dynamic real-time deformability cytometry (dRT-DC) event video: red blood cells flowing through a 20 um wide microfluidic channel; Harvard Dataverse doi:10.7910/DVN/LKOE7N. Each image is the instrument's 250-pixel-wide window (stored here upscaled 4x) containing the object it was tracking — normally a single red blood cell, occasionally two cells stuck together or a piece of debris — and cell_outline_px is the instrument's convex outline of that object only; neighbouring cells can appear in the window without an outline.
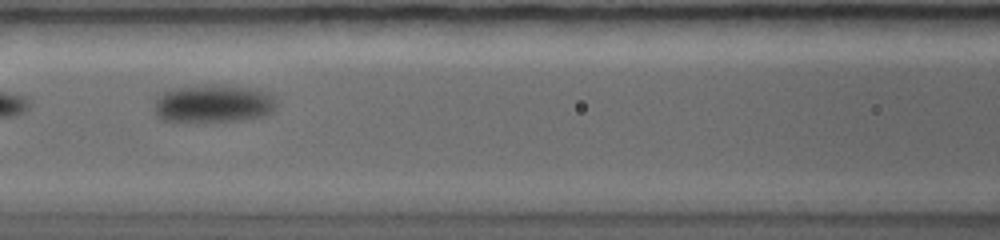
{"species": "common noctule bat (a hibernating species)", "species_latin": "Nyctalus noctula", "temperature_condition": "warm", "stored_images_in_passage": 5, "camera_frame_rate_fps": 5000, "um_per_image_px": 0.085, "animal": {"sex": "female", "body_mass_g": 19.0, "forearm_length_mm": 56.7}, "frame": {"image": 1, "passage_image": 4, "time_ms": 2.0, "image_size_px": [1000, 240], "cell_outline_px": [[276, 108], [272, 112], [264, 116], [244, 120], [160, 120], [156, 116], [156, 100], [168, 92], [180, 88], [236, 88], [260, 92], [272, 96], [276, 104]], "centroid_in_image_um": [18.16, 8.89], "position_along_channel_um": 148.4, "area_um2": 24.68}}